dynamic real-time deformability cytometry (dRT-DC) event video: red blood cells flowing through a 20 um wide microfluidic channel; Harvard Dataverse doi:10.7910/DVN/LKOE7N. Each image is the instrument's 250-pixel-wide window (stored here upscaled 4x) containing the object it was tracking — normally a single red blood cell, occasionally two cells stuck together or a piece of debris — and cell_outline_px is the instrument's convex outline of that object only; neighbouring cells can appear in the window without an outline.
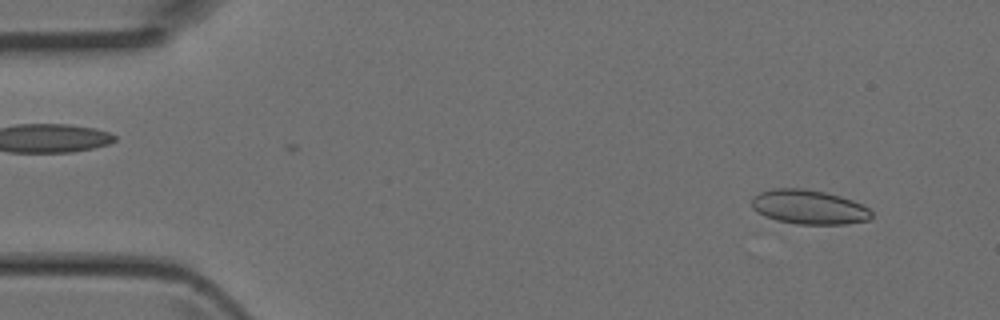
{"species": "Egyptian fruit bat (a non-hibernating species)", "species_latin": "Rousettus aegyptiacus", "temperature_condition": "room temperature", "stored_images_in_passage": 4, "camera_frame_rate_fps": 3000, "um_per_image_px": 0.085, "animal": {"sex": "female"}, "frame": {"image": 1, "passage_image": 4, "time_ms": 1.0, "image_size_px": [1000, 320], "cell_outline_px": [[872, 216], [868, 220], [844, 224], [796, 224], [776, 220], [764, 216], [756, 212], [752, 208], [752, 200], [760, 192], [772, 188], [804, 188], [824, 192], [840, 196], [852, 200], [868, 208], [872, 212]], "centroid_in_image_um": [68.73, 17.6], "position_along_channel_um": 16.3, "area_um2": 23.93}}